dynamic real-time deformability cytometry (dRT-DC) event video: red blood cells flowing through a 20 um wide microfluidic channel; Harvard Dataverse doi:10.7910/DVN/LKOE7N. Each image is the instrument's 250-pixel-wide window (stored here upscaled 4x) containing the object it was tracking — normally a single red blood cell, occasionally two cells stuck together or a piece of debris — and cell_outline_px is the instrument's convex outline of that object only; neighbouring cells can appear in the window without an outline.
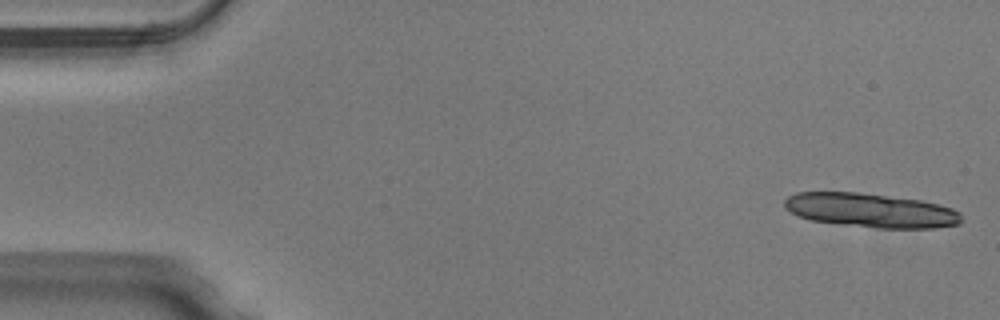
{"species": "Egyptian fruit bat (a non-hibernating species)", "species_latin": "Rousettus aegyptiacus", "temperature_condition": "warm", "stored_images_in_passage": 13, "camera_frame_rate_fps": 3000, "um_per_image_px": 0.085, "animal": {"sex": "male"}, "frame": {"image": 1, "passage_image": 1, "time_ms": 0.0, "image_size_px": [1000, 320], "cell_outline_px": [[960, 224], [932, 228], [876, 228], [812, 220], [800, 216], [784, 208], [784, 200], [788, 196], [796, 192], [856, 192], [920, 200], [952, 208], [960, 212]], "centroid_in_image_um": [74.0, 17.88], "position_along_channel_um": 11.0, "area_um2": 34.85}}